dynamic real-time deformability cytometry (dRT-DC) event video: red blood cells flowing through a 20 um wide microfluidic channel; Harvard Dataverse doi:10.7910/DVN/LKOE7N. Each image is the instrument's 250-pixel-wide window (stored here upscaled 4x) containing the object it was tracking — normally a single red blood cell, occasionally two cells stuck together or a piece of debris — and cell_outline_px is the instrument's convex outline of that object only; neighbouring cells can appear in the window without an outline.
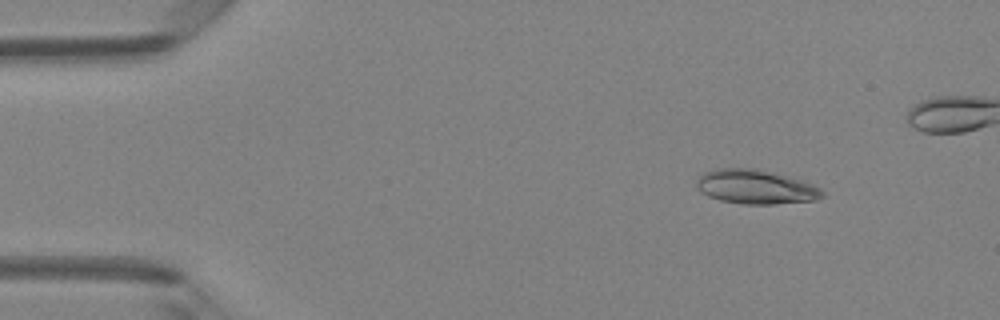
{"species": "Egyptian fruit bat (a non-hibernating species)", "species_latin": "Rousettus aegyptiacus", "temperature_condition": "room temperature", "stored_images_in_passage": 44, "camera_frame_rate_fps": 3000, "um_per_image_px": 0.085, "animal": {"sex": "female"}, "frame": {"image": 1, "passage_image": 6, "time_ms": 1.667, "image_size_px": [1000, 320], "cell_outline_px": [[824, 196], [816, 200], [776, 204], [744, 204], [720, 200], [708, 196], [700, 192], [696, 188], [696, 180], [704, 172], [716, 168], [756, 168], [776, 172], [804, 180], [820, 188], [824, 192]], "centroid_in_image_um": [64.24, 15.87], "position_along_channel_um": 20.8, "area_um2": 25.49}}
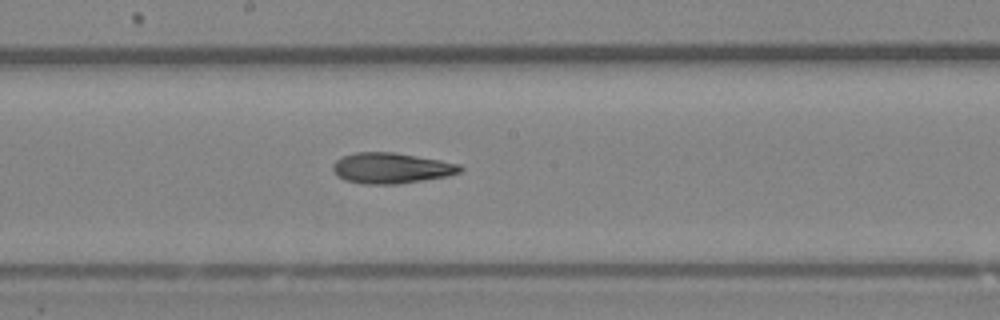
{"frame": {"image": 2, "passage_image": 26, "time_ms": 8.333, "image_size_px": [1000, 320], "cell_outline_px": [[464, 168], [460, 172], [448, 176], [424, 180], [396, 184], [364, 184], [344, 180], [336, 176], [332, 168], [332, 164], [336, 160], [344, 156], [356, 152], [396, 152], [440, 160], [460, 164]], "centroid_in_image_um": [33.25, 14.29], "position_along_channel_um": 214.9, "area_um2": 22.89}}
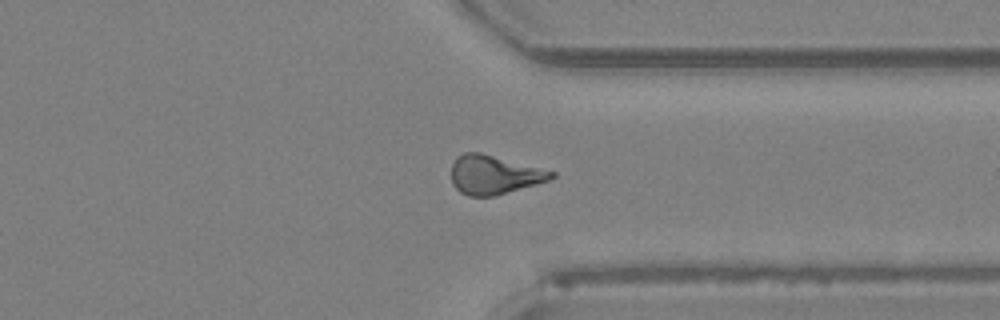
{"frame": {"image": 3, "passage_image": 37, "time_ms": 12.0, "image_size_px": [1000, 320], "cell_outline_px": [[556, 176], [548, 180], [536, 184], [496, 196], [468, 196], [460, 192], [452, 184], [452, 164], [456, 156], [464, 152], [480, 152], [556, 172]], "centroid_in_image_um": [41.97, 14.85], "position_along_channel_um": 369.4, "area_um2": 22.66}, "authors_computed_cell_mechanics": {"area_um2": 22.7732, "velocity_mm_per_s": 4.2218, "shape_relaxation_time_tau1_ms": null, "shape_relaxation_time_tau2_ms": 5.4121, "deformation_change_tau1": null, "deformation_change_tau2": 0.1621}}